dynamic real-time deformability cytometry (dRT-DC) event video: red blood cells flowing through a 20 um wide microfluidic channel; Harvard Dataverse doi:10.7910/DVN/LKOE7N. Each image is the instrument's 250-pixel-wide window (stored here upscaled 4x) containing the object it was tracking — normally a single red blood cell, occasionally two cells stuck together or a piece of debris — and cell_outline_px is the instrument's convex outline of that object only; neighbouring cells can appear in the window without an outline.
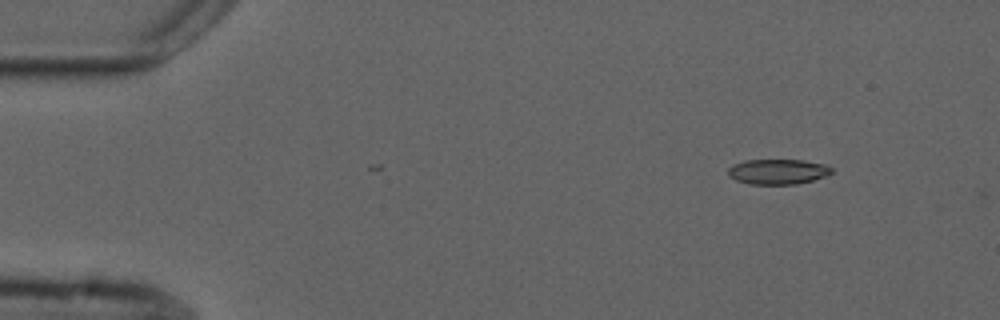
{"species": "common noctule bat (a hibernating species)", "species_latin": "Nyctalus noctula", "temperature_condition": "cold", "stored_images_in_passage": 9, "camera_frame_rate_fps": 3000, "um_per_image_px": 0.085, "animal": {"sex": "male", "forearm_length_mm": 52.5}, "frame": {"image": 1, "passage_image": 2, "time_ms": 1.0, "image_size_px": [1000, 320], "cell_outline_px": [[832, 172], [828, 176], [796, 184], [752, 184], [736, 180], [728, 176], [728, 168], [732, 164], [744, 160], [804, 160], [824, 164], [832, 168]], "centroid_in_image_um": [66.11, 14.58], "position_along_channel_um": 18.9, "area_um2": 15.26}}
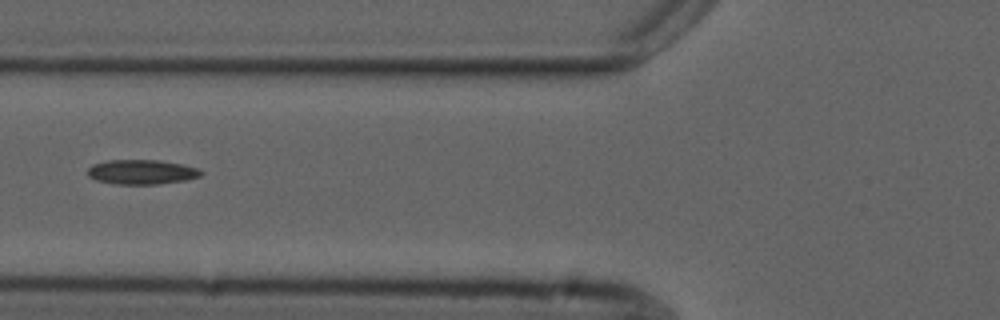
{"frame": {"image": 2, "passage_image": 6, "time_ms": 6.0, "image_size_px": [1000, 320], "cell_outline_px": [[204, 172], [200, 176], [184, 180], [156, 184], [116, 184], [96, 180], [88, 176], [88, 168], [92, 164], [108, 160], [156, 160], [180, 164], [196, 168]], "centroid_in_image_um": [12.0, 14.62], "position_along_channel_um": 113.8, "area_um2": 16.07}}
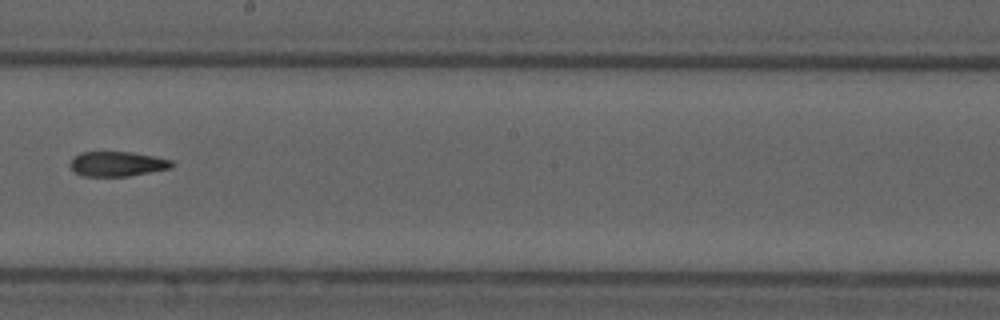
{"frame": {"image": 3, "passage_image": 9, "time_ms": 9.333, "image_size_px": [1000, 320], "cell_outline_px": [[176, 164], [172, 168], [128, 176], [80, 176], [72, 172], [68, 164], [80, 152], [132, 152], [172, 160]], "centroid_in_image_um": [9.95, 13.94], "position_along_channel_um": 238.3, "area_um2": 14.85}}